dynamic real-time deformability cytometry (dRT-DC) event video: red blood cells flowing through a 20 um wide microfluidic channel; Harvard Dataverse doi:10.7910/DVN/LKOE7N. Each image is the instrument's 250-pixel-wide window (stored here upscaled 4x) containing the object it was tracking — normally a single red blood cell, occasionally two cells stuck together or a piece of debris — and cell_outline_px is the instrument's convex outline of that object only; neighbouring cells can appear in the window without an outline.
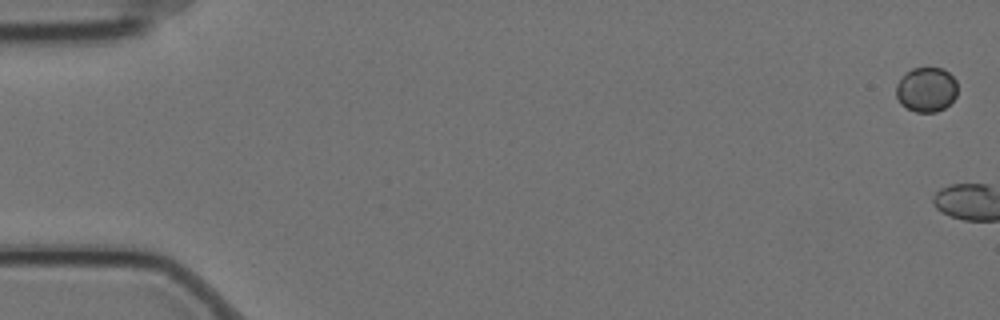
{"species": "Egyptian fruit bat (a non-hibernating species)", "species_latin": "Rousettus aegyptiacus", "temperature_condition": "cold", "stored_images_in_passage": 7, "camera_frame_rate_fps": 3000, "um_per_image_px": 0.085, "animal": {"sex": "female"}, "frame": {"image": 1, "passage_image": 1, "time_ms": 0.0, "image_size_px": [1000, 320], "cell_outline_px": [[956, 96], [944, 108], [936, 112], [916, 112], [900, 104], [896, 96], [896, 84], [912, 68], [944, 68], [956, 80]], "centroid_in_image_um": [78.74, 7.62], "position_along_channel_um": 6.3, "area_um2": 15.84}}
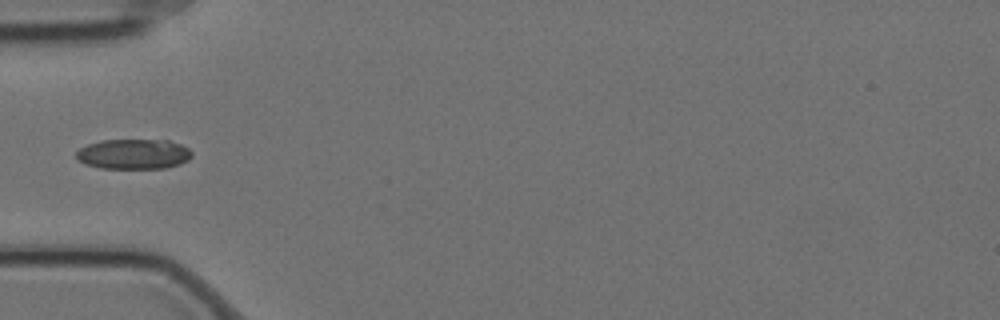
{"frame": {"image": 2, "passage_image": 7, "time_ms": 2.0, "image_size_px": [1000, 320], "cell_outline_px": [[192, 156], [188, 160], [180, 164], [164, 168], [100, 168], [76, 160], [76, 152], [80, 148], [88, 144], [100, 140], [168, 140], [180, 144], [188, 148], [192, 152]], "centroid_in_image_um": [11.35, 13.09], "position_along_channel_um": 73.6, "area_um2": 20.29}}